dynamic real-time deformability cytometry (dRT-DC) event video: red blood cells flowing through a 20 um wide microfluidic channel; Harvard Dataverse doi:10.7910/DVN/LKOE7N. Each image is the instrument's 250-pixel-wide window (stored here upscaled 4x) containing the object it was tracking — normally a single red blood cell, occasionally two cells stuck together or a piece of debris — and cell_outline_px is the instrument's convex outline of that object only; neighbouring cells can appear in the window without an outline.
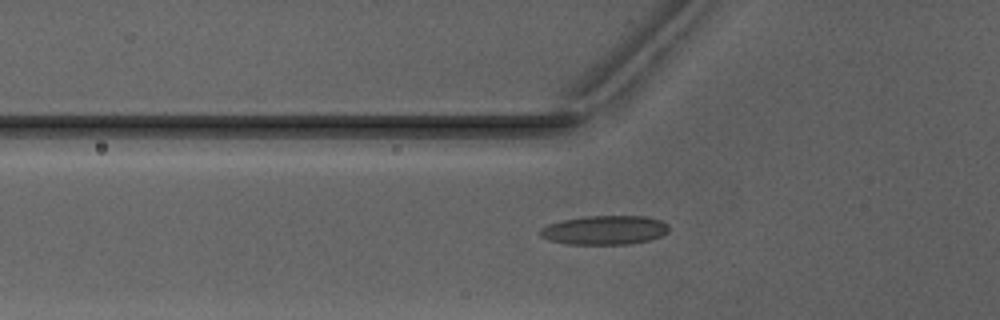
{"species": "Egyptian fruit bat (a non-hibernating species)", "species_latin": "Rousettus aegyptiacus", "temperature_condition": "warm", "stored_images_in_passage": 39, "camera_frame_rate_fps": 3000, "um_per_image_px": 0.085, "animal": {"sex": "male"}, "frame": {"image": 1, "passage_image": 6, "time_ms": 1.667, "image_size_px": [1000, 320], "cell_outline_px": [[668, 232], [660, 236], [648, 240], [628, 244], [564, 244], [548, 240], [540, 236], [540, 228], [548, 224], [560, 220], [588, 216], [644, 216], [660, 220], [668, 224]], "centroid_in_image_um": [51.35, 19.56], "position_along_channel_um": 74.4, "area_um2": 21.85}}
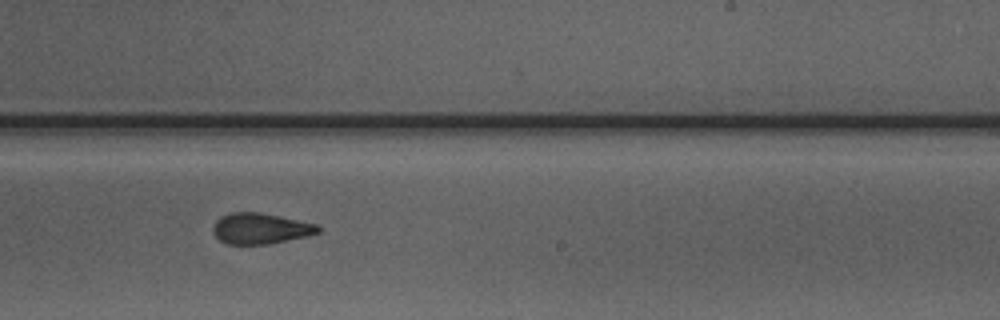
{"frame": {"image": 2, "passage_image": 20, "time_ms": 6.333, "image_size_px": [1000, 320], "cell_outline_px": [[320, 232], [308, 236], [268, 244], [228, 244], [220, 240], [212, 232], [212, 224], [220, 216], [228, 212], [260, 212], [280, 216], [316, 224], [320, 228]], "centroid_in_image_um": [22.1, 19.41], "position_along_channel_um": 266.9, "area_um2": 19.02}}
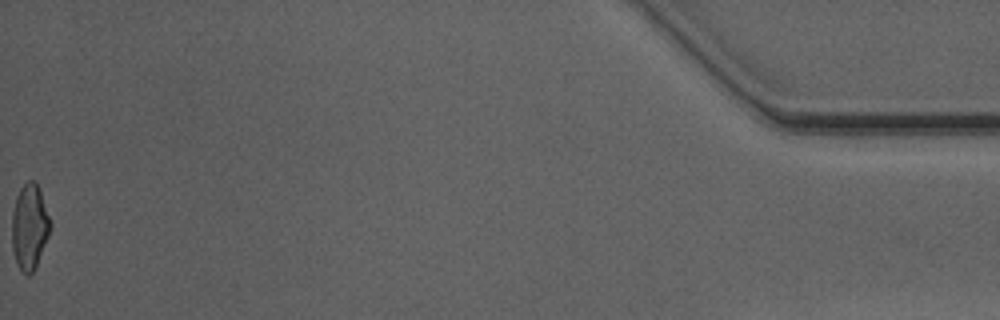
{"frame": {"image": 3, "passage_image": 39, "time_ms": 12.667, "image_size_px": [1000, 320], "cell_outline_px": [[52, 224], [48, 236], [36, 268], [28, 276], [20, 268], [16, 260], [12, 248], [12, 212], [16, 196], [20, 188], [28, 180], [36, 180]], "centroid_in_image_um": [2.51, 19.25], "position_along_channel_um": 432.7, "area_um2": 19.07}, "authors_computed_cell_mechanics": {"area_um2": 19.3052, "velocity_mm_per_s": 4.1187, "shape_relaxation_time_tau1_ms": null, "shape_relaxation_time_tau2_ms": 2.0298, "deformation_change_tau1": null, "deformation_change_tau2": 0.095}}